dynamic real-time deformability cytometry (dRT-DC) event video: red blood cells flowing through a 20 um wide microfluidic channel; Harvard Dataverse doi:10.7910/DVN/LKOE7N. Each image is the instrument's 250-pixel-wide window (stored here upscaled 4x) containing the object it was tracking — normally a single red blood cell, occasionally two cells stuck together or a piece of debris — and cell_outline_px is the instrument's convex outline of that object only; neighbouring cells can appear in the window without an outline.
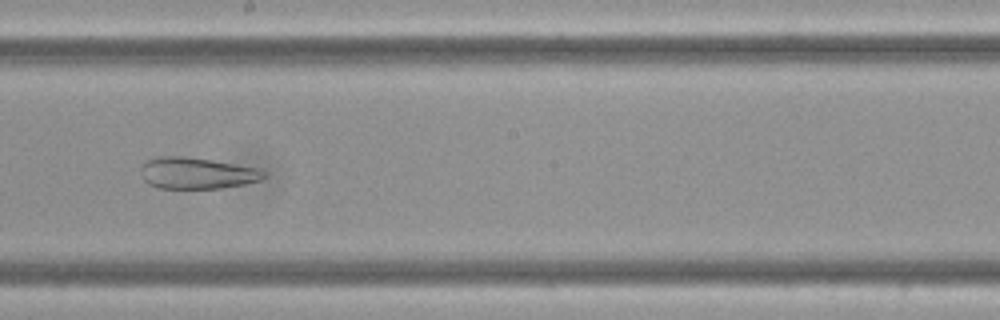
{"species": "Egyptian fruit bat (a non-hibernating species)", "species_latin": "Rousettus aegyptiacus", "temperature_condition": "cold", "stored_images_in_passage": 14, "camera_frame_rate_fps": 3000, "um_per_image_px": 0.085, "frame": {"image": 1, "passage_image": 8, "time_ms": 2.333, "image_size_px": [1000, 320], "cell_outline_px": [[264, 176], [260, 180], [244, 184], [220, 188], [156, 188], [148, 184], [144, 180], [140, 172], [140, 168], [148, 160], [156, 156], [184, 156], [212, 160], [256, 168], [264, 172]], "centroid_in_image_um": [16.66, 14.72], "position_along_channel_um": 231.5, "area_um2": 22.37}}
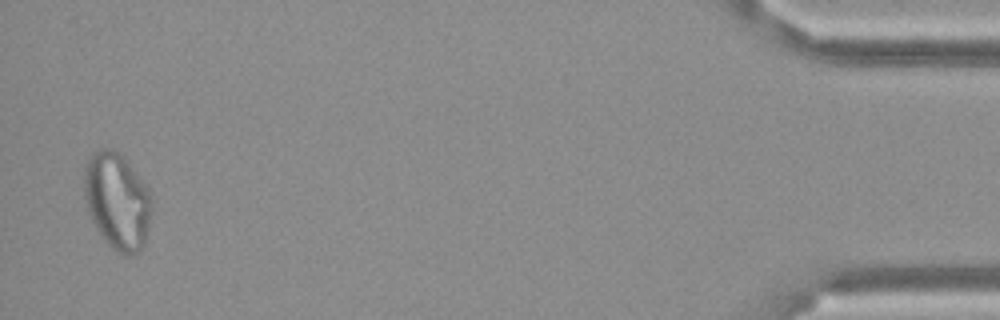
{"frame": {"image": 2, "passage_image": 14, "time_ms": 4.333, "image_size_px": [1000, 320], "cell_outline_px": [[152, 212], [144, 244], [132, 256], [128, 256], [116, 252], [108, 244], [96, 228], [88, 212], [84, 196], [84, 172], [88, 160], [100, 148], [116, 148], [124, 156], [148, 184], [152, 192]], "centroid_in_image_um": [10.0, 17.05], "position_along_channel_um": 425.2, "area_um2": 38.73}}